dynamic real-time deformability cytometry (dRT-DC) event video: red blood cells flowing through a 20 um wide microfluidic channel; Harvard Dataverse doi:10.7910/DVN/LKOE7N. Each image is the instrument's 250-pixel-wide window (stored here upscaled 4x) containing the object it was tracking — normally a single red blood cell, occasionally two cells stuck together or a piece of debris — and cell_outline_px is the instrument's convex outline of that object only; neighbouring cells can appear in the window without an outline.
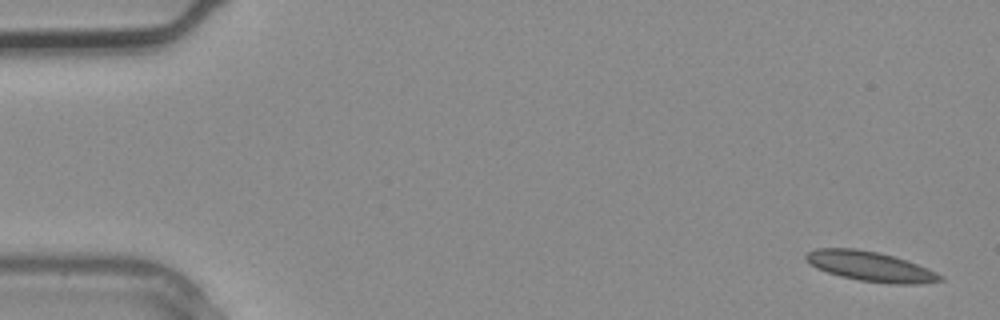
{"species": "common noctule bat (a hibernating species)", "species_latin": "Nyctalus noctula", "temperature_condition": "warm", "stored_images_in_passage": 3, "segment_of_instrument_passage": [2, 2], "camera_frame_rate_fps": 3000, "um_per_image_px": 0.085, "animal": {"sex": "male", "body_mass_g": 20.4}, "frame": {"image": 1, "passage_image": 3, "time_ms": 0.667, "image_size_px": [1000, 320], "cell_outline_px": [[944, 280], [920, 284], [888, 284], [860, 280], [840, 276], [816, 268], [804, 256], [808, 252], [816, 248], [856, 248], [880, 252], [928, 268], [944, 276]], "centroid_in_image_um": [74.01, 22.65], "position_along_channel_um": 11.0, "area_um2": 23.24}}